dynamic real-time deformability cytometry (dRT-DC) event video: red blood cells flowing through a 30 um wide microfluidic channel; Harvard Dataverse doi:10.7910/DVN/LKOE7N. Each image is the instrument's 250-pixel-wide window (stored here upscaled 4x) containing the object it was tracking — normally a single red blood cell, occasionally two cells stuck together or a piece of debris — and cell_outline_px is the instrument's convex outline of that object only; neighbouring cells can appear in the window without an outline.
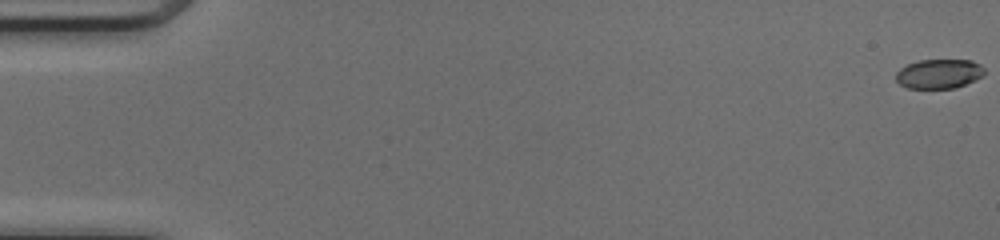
{"species": "common noctule bat (a hibernating species)", "species_latin": "Nyctalus noctula", "temperature_condition": "cold", "stored_images_in_passage": 50, "camera_frame_rate_fps": 3000, "um_per_image_px": 0.085, "animal": {"sex": "female", "body_mass_g": 17.0, "forearm_length_mm": 48.0}, "frame": {"image": 1, "passage_image": 1, "time_ms": 0.0, "image_size_px": [1000, 240], "cell_outline_px": [[984, 76], [956, 88], [908, 88], [900, 84], [896, 80], [896, 72], [900, 68], [908, 64], [920, 60], [972, 60], [980, 64], [984, 68]], "centroid_in_image_um": [79.83, 6.27], "position_along_channel_um": 5.2, "area_um2": 15.2}}
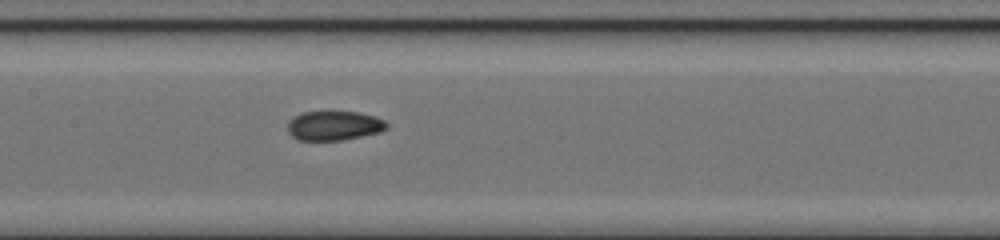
{"frame": {"image": 2, "passage_image": 26, "time_ms": 8.333, "image_size_px": [1000, 240], "cell_outline_px": [[388, 128], [380, 132], [344, 140], [296, 140], [288, 132], [288, 120], [304, 112], [356, 112], [372, 116], [384, 120], [388, 124]], "centroid_in_image_um": [28.39, 10.69], "position_along_channel_um": 179.0, "area_um2": 16.88}}
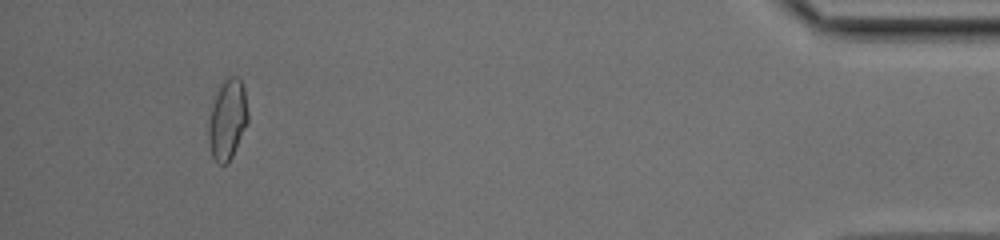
{"frame": {"image": 3, "passage_image": 48, "time_ms": 15.667, "image_size_px": [1000, 240], "cell_outline_px": [[248, 124], [228, 164], [220, 164], [212, 156], [208, 144], [208, 124], [216, 92], [224, 76], [236, 76], [240, 80], [244, 88], [248, 112]], "centroid_in_image_um": [19.34, 10.14], "position_along_channel_um": 415.9, "area_um2": 18.61}, "authors_computed_cell_mechanics": {"area_um2": 17.2533, "velocity_mm_per_s": 4.1735, "shape_relaxation_time_tau1_ms": null, "shape_relaxation_time_tau2_ms": 1.0464, "deformation_change_tau1": null, "deformation_change_tau2": 0.0477}}